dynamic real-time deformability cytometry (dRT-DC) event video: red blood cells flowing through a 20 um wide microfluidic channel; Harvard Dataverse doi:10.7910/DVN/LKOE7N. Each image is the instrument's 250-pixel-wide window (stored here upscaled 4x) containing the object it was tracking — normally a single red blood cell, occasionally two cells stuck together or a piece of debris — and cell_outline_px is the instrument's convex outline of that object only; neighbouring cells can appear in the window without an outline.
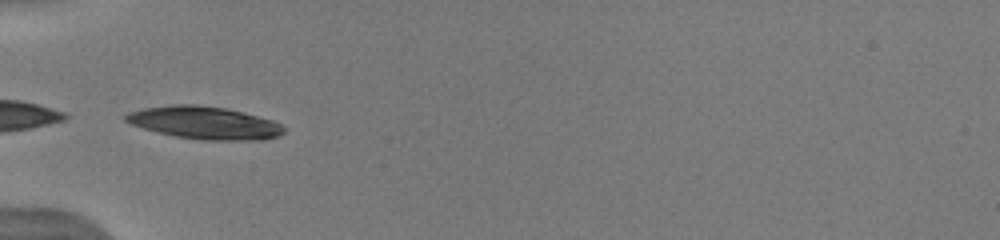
{"species": "human", "species_latin": "Homo sapiens", "temperature_condition": "warm", "stored_images_in_passage": 42, "camera_frame_rate_fps": 3000, "um_per_image_px": 0.085, "donor": {"sex": "male"}, "frame": {"image": 1, "passage_image": 1, "time_ms": 0.0, "image_size_px": [1000, 240], "cell_outline_px": [[284, 132], [276, 136], [264, 140], [204, 140], [176, 136], [144, 128], [132, 124], [124, 120], [124, 116], [128, 112], [144, 108], [172, 104], [196, 104], [224, 108], [272, 120], [280, 124], [284, 128]], "centroid_in_image_um": [17.36, 10.43], "position_along_channel_um": 67.6, "area_um2": 29.65}, "authors_computed_cell_mechanics": {"area_um2": 29.478, "velocity_mm_per_s": 3.9884, "shape_relaxation_time_tau1_ms": 4.4192, "shape_relaxation_time_tau2_ms": 2.3576, "deformation_change_tau1": 0.1466, "deformation_change_tau2": 0.0775}}